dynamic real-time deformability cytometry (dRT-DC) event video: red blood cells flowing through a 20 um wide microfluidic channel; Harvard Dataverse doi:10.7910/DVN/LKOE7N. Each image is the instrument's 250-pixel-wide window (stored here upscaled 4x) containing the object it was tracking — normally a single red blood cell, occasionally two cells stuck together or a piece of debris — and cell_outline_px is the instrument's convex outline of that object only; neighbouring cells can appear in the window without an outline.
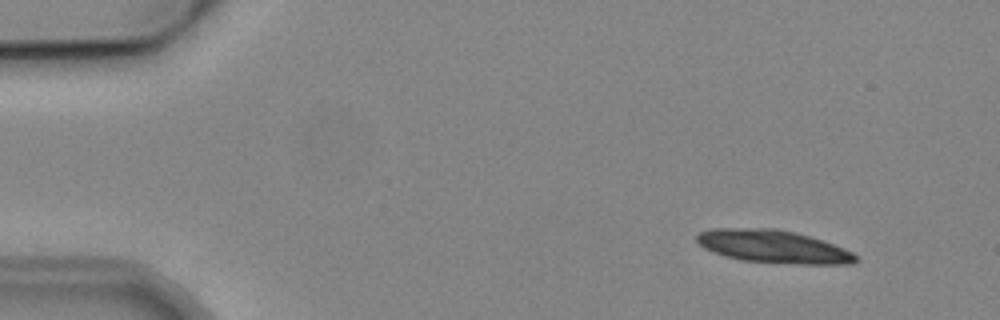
{"species": "common noctule bat (a hibernating species)", "species_latin": "Nyctalus noctula", "temperature_condition": "cold", "stored_images_in_passage": 5, "camera_frame_rate_fps": 3000, "um_per_image_px": 0.085, "animal": {"sex": "male", "body_mass_g": 19.2, "forearm_length_mm": 51.8}, "frame": {"image": 1, "passage_image": 2, "time_ms": 1.333, "image_size_px": [1000, 320], "cell_outline_px": [[856, 260], [852, 264], [800, 264], [740, 260], [712, 252], [704, 248], [696, 240], [696, 236], [700, 232], [712, 228], [776, 228], [796, 232], [844, 248], [852, 252], [856, 256]], "centroid_in_image_um": [65.69, 20.95], "position_along_channel_um": 19.3, "area_um2": 30.29}}